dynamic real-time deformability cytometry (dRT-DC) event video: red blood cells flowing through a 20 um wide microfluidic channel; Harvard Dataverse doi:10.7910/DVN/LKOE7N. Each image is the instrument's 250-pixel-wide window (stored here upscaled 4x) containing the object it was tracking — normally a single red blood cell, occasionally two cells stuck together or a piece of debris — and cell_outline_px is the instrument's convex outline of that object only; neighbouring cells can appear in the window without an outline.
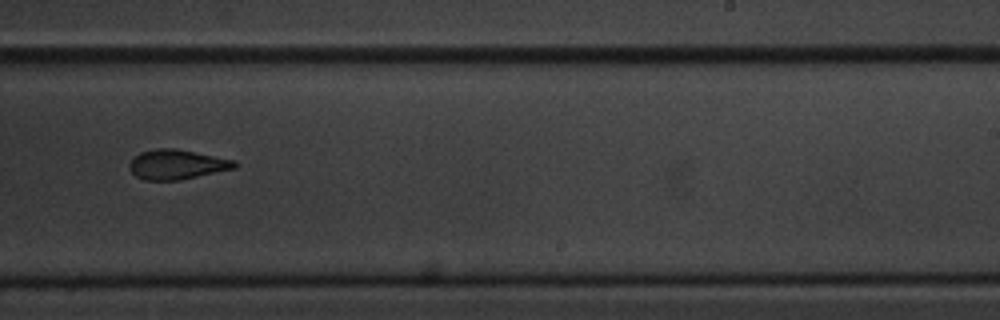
{"species": "common noctule bat (a hibernating species)", "species_latin": "Nyctalus noctula", "temperature_condition": "cold", "stored_images_in_passage": 15, "camera_frame_rate_fps": 3000, "um_per_image_px": 0.085, "animal": {"sex": "male", "body_mass_g": 20.1, "forearm_length_mm": 53.5}, "frame": {"image": 1, "passage_image": 9, "time_ms": 10.333, "image_size_px": [1000, 320], "cell_outline_px": [[236, 168], [180, 180], [144, 180], [136, 176], [128, 168], [128, 164], [140, 152], [156, 148], [176, 148], [236, 160]], "centroid_in_image_um": [15.03, 13.97], "position_along_channel_um": 274.0, "area_um2": 18.26}}
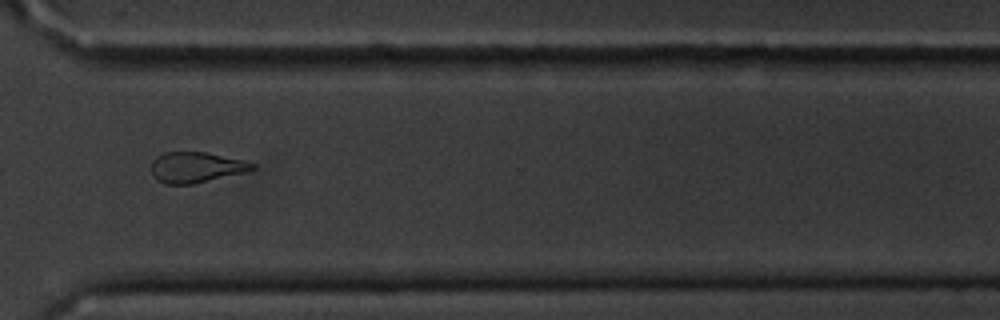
{"frame": {"image": 2, "passage_image": 11, "time_ms": 12.667, "image_size_px": [1000, 320], "cell_outline_px": [[256, 168], [244, 172], [192, 184], [168, 184], [156, 180], [152, 176], [152, 160], [156, 156], [164, 152], [204, 152], [240, 160], [256, 164]], "centroid_in_image_um": [16.6, 14.22], "position_along_channel_um": 354.0, "area_um2": 17.74}}